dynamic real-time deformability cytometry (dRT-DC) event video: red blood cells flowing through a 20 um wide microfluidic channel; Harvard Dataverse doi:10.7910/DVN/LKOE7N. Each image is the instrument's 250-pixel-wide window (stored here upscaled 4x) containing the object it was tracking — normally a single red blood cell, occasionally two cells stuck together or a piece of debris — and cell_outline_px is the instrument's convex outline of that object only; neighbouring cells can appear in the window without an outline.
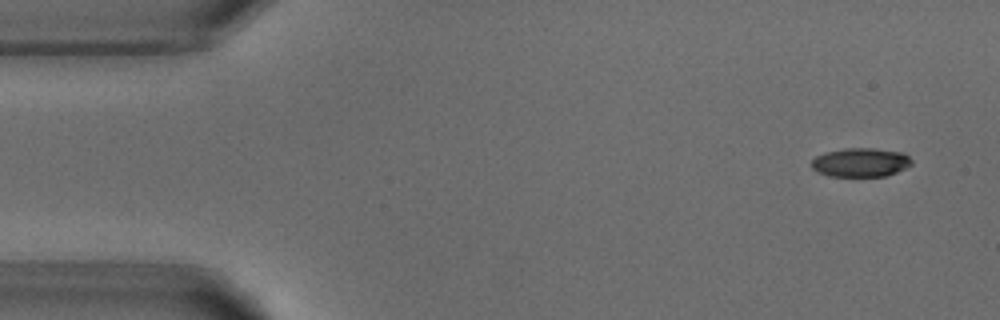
{"species": "common noctule bat (a hibernating species)", "species_latin": "Nyctalus noctula", "temperature_condition": "warm", "stored_images_in_passage": 4, "camera_frame_rate_fps": 3000, "um_per_image_px": 0.085, "animal": {"sex": "male", "body_mass_g": 18.8}, "frame": {"image": 1, "passage_image": 1, "time_ms": 0.0, "image_size_px": [1000, 320], "cell_outline_px": [[912, 164], [896, 172], [884, 176], [828, 176], [816, 172], [812, 168], [812, 160], [816, 156], [824, 152], [844, 148], [872, 148], [904, 152], [912, 160]], "centroid_in_image_um": [73.13, 13.8], "position_along_channel_um": 11.9, "area_um2": 16.94}}
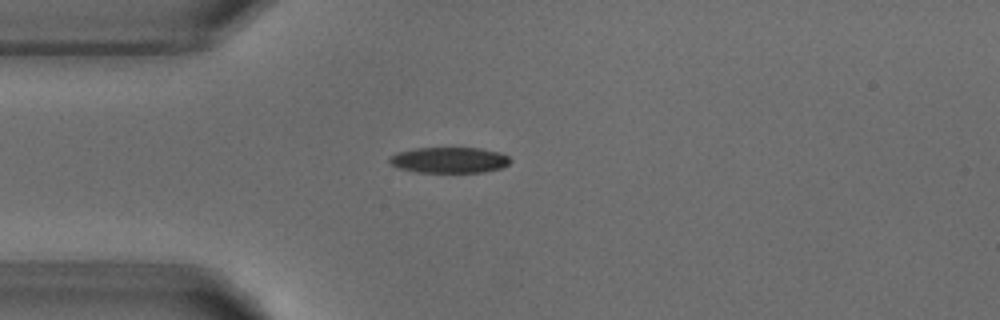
{"frame": {"image": 2, "passage_image": 3, "time_ms": 3.333, "image_size_px": [1000, 320], "cell_outline_px": [[512, 160], [508, 164], [500, 168], [484, 172], [416, 172], [400, 168], [392, 164], [388, 160], [388, 156], [396, 152], [416, 148], [480, 148], [500, 152], [508, 156]], "centroid_in_image_um": [38.18, 13.6], "position_along_channel_um": 46.8, "area_um2": 18.21}}